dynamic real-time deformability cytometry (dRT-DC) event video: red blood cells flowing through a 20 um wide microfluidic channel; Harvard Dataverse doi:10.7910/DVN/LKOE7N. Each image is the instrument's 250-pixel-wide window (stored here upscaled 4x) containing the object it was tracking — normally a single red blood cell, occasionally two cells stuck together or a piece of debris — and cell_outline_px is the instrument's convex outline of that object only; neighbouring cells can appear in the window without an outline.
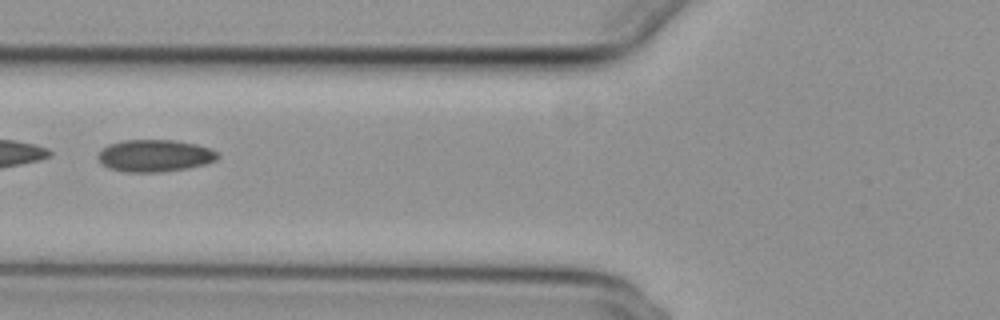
{"species": "common noctule bat (a hibernating species)", "species_latin": "Nyctalus noctula", "temperature_condition": "cold", "stored_images_in_passage": 42, "camera_frame_rate_fps": 3000, "um_per_image_px": 0.085, "animal": {"sex": "female", "body_mass_g": 29.2, "forearm_length_mm": 56.3}, "frame": {"image": 1, "passage_image": 11, "time_ms": 3.333, "image_size_px": [1000, 320], "cell_outline_px": [[220, 156], [216, 160], [204, 164], [188, 168], [164, 172], [124, 172], [108, 168], [100, 164], [96, 156], [108, 144], [124, 140], [176, 140], [196, 144], [212, 148], [220, 152]], "centroid_in_image_um": [13.17, 13.24], "position_along_channel_um": 112.6, "area_um2": 22.77}}
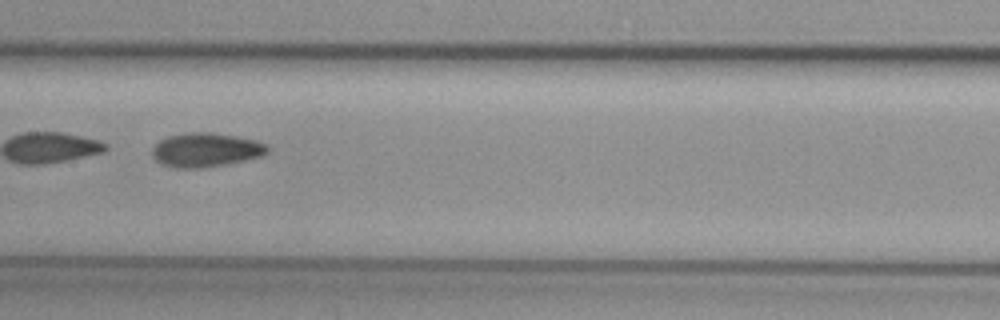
{"frame": {"image": 2, "passage_image": 17, "time_ms": 5.333, "image_size_px": [1000, 320], "cell_outline_px": [[268, 152], [260, 156], [224, 164], [200, 168], [176, 168], [160, 164], [152, 156], [152, 148], [160, 140], [168, 136], [184, 132], [212, 132], [236, 136], [256, 140], [268, 144]], "centroid_in_image_um": [17.46, 12.73], "position_along_channel_um": 189.9, "area_um2": 22.89}}
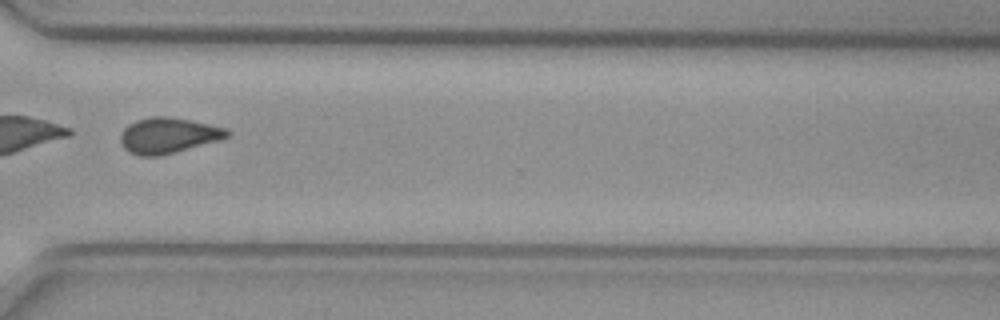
{"frame": {"image": 3, "passage_image": 30, "time_ms": 9.667, "image_size_px": [1000, 320], "cell_outline_px": [[228, 136], [220, 140], [176, 152], [160, 156], [140, 156], [128, 152], [120, 144], [120, 132], [128, 124], [136, 120], [148, 116], [168, 116], [228, 128]], "centroid_in_image_um": [14.24, 11.52], "position_along_channel_um": 356.4, "area_um2": 22.31}, "authors_computed_cell_mechanics": {"area_um2": 22.7443, "velocity_mm_per_s": 3.8502, "shape_relaxation_time_tau1_ms": 4.7809, "shape_relaxation_time_tau2_ms": 3.7035, "deformation_change_tau1": 0.1028, "deformation_change_tau2": 0.0927}}